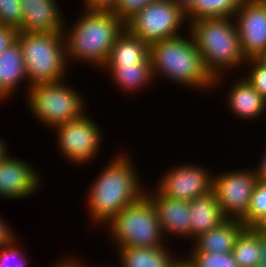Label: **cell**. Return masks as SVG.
I'll list each match as a JSON object with an SVG mask.
<instances>
[{
	"mask_svg": "<svg viewBox=\"0 0 266 267\" xmlns=\"http://www.w3.org/2000/svg\"><path fill=\"white\" fill-rule=\"evenodd\" d=\"M115 156L109 159L111 161L91 183L86 195L88 218L96 227H105L115 215L139 200L146 191L135 163L129 158L131 154L118 152Z\"/></svg>",
	"mask_w": 266,
	"mask_h": 267,
	"instance_id": "6da1fadb",
	"label": "cell"
},
{
	"mask_svg": "<svg viewBox=\"0 0 266 267\" xmlns=\"http://www.w3.org/2000/svg\"><path fill=\"white\" fill-rule=\"evenodd\" d=\"M82 10L71 27L67 25L69 23L63 27L68 64L69 61L85 62L102 69L115 40L126 28L125 23L112 11Z\"/></svg>",
	"mask_w": 266,
	"mask_h": 267,
	"instance_id": "7a4b0ae2",
	"label": "cell"
},
{
	"mask_svg": "<svg viewBox=\"0 0 266 267\" xmlns=\"http://www.w3.org/2000/svg\"><path fill=\"white\" fill-rule=\"evenodd\" d=\"M188 28L206 70L214 78L215 89L225 82L222 79H226L230 71L245 67L247 58L242 51L234 18H201L191 22Z\"/></svg>",
	"mask_w": 266,
	"mask_h": 267,
	"instance_id": "3957f363",
	"label": "cell"
},
{
	"mask_svg": "<svg viewBox=\"0 0 266 267\" xmlns=\"http://www.w3.org/2000/svg\"><path fill=\"white\" fill-rule=\"evenodd\" d=\"M188 33L149 45V58L154 78L201 92L214 88V78L206 70L201 53L189 28ZM187 35V36H186ZM160 74V75H159ZM169 79V80H168Z\"/></svg>",
	"mask_w": 266,
	"mask_h": 267,
	"instance_id": "277c9868",
	"label": "cell"
},
{
	"mask_svg": "<svg viewBox=\"0 0 266 267\" xmlns=\"http://www.w3.org/2000/svg\"><path fill=\"white\" fill-rule=\"evenodd\" d=\"M16 39L22 48L30 86L65 79L70 64H67L63 32H18Z\"/></svg>",
	"mask_w": 266,
	"mask_h": 267,
	"instance_id": "5b68a950",
	"label": "cell"
},
{
	"mask_svg": "<svg viewBox=\"0 0 266 267\" xmlns=\"http://www.w3.org/2000/svg\"><path fill=\"white\" fill-rule=\"evenodd\" d=\"M114 246L119 248H153L168 243L158 220L152 200L144 194L139 200L125 207L105 227ZM164 238V239H163ZM166 240V241H165Z\"/></svg>",
	"mask_w": 266,
	"mask_h": 267,
	"instance_id": "8992f818",
	"label": "cell"
},
{
	"mask_svg": "<svg viewBox=\"0 0 266 267\" xmlns=\"http://www.w3.org/2000/svg\"><path fill=\"white\" fill-rule=\"evenodd\" d=\"M65 80L54 83H40L32 85L28 89L25 101L30 112L39 123L48 128H54L76 120L86 113V103L79 90ZM82 97V98H81Z\"/></svg>",
	"mask_w": 266,
	"mask_h": 267,
	"instance_id": "52a82bcc",
	"label": "cell"
},
{
	"mask_svg": "<svg viewBox=\"0 0 266 267\" xmlns=\"http://www.w3.org/2000/svg\"><path fill=\"white\" fill-rule=\"evenodd\" d=\"M183 25L189 26L186 12L170 0L153 1L125 23L131 34L148 45L180 36Z\"/></svg>",
	"mask_w": 266,
	"mask_h": 267,
	"instance_id": "ba28073f",
	"label": "cell"
},
{
	"mask_svg": "<svg viewBox=\"0 0 266 267\" xmlns=\"http://www.w3.org/2000/svg\"><path fill=\"white\" fill-rule=\"evenodd\" d=\"M100 125L84 113L76 120L69 121L64 124H59L53 128L58 150L62 156L74 165H84L91 163L101 151L100 147L103 144V131ZM102 131V132H101Z\"/></svg>",
	"mask_w": 266,
	"mask_h": 267,
	"instance_id": "9c48e42d",
	"label": "cell"
},
{
	"mask_svg": "<svg viewBox=\"0 0 266 267\" xmlns=\"http://www.w3.org/2000/svg\"><path fill=\"white\" fill-rule=\"evenodd\" d=\"M236 170L213 174L212 191L224 216L241 220L247 212L258 178L254 168Z\"/></svg>",
	"mask_w": 266,
	"mask_h": 267,
	"instance_id": "30bf717a",
	"label": "cell"
},
{
	"mask_svg": "<svg viewBox=\"0 0 266 267\" xmlns=\"http://www.w3.org/2000/svg\"><path fill=\"white\" fill-rule=\"evenodd\" d=\"M157 181L154 187L161 195L191 201L212 190L213 172L195 163L174 165Z\"/></svg>",
	"mask_w": 266,
	"mask_h": 267,
	"instance_id": "8fae6325",
	"label": "cell"
},
{
	"mask_svg": "<svg viewBox=\"0 0 266 267\" xmlns=\"http://www.w3.org/2000/svg\"><path fill=\"white\" fill-rule=\"evenodd\" d=\"M11 156L8 153L0 160V198L17 200L34 196L40 190L42 177L32 164Z\"/></svg>",
	"mask_w": 266,
	"mask_h": 267,
	"instance_id": "7c38bea8",
	"label": "cell"
},
{
	"mask_svg": "<svg viewBox=\"0 0 266 267\" xmlns=\"http://www.w3.org/2000/svg\"><path fill=\"white\" fill-rule=\"evenodd\" d=\"M233 18L243 54L256 58L266 50V1L241 2Z\"/></svg>",
	"mask_w": 266,
	"mask_h": 267,
	"instance_id": "4fadbf2b",
	"label": "cell"
},
{
	"mask_svg": "<svg viewBox=\"0 0 266 267\" xmlns=\"http://www.w3.org/2000/svg\"><path fill=\"white\" fill-rule=\"evenodd\" d=\"M146 189L145 194L152 200L157 210L164 237L177 236L189 241L191 231L189 201L163 196L155 188L152 189L153 192L147 187Z\"/></svg>",
	"mask_w": 266,
	"mask_h": 267,
	"instance_id": "5bb4252c",
	"label": "cell"
},
{
	"mask_svg": "<svg viewBox=\"0 0 266 267\" xmlns=\"http://www.w3.org/2000/svg\"><path fill=\"white\" fill-rule=\"evenodd\" d=\"M58 3V0H20L22 22L18 32H63L66 22Z\"/></svg>",
	"mask_w": 266,
	"mask_h": 267,
	"instance_id": "9a60e30c",
	"label": "cell"
},
{
	"mask_svg": "<svg viewBox=\"0 0 266 267\" xmlns=\"http://www.w3.org/2000/svg\"><path fill=\"white\" fill-rule=\"evenodd\" d=\"M241 76V77H240ZM230 91L226 93V103L229 111L239 119L248 121L262 118L266 115V100L241 75L236 82L232 81Z\"/></svg>",
	"mask_w": 266,
	"mask_h": 267,
	"instance_id": "2e32d148",
	"label": "cell"
},
{
	"mask_svg": "<svg viewBox=\"0 0 266 267\" xmlns=\"http://www.w3.org/2000/svg\"><path fill=\"white\" fill-rule=\"evenodd\" d=\"M28 83L21 45L16 39L0 55V94L8 99L15 95L19 84ZM15 91V92H14ZM13 94V95H12Z\"/></svg>",
	"mask_w": 266,
	"mask_h": 267,
	"instance_id": "e0dca14e",
	"label": "cell"
},
{
	"mask_svg": "<svg viewBox=\"0 0 266 267\" xmlns=\"http://www.w3.org/2000/svg\"><path fill=\"white\" fill-rule=\"evenodd\" d=\"M104 66H151L149 45L125 28L115 40Z\"/></svg>",
	"mask_w": 266,
	"mask_h": 267,
	"instance_id": "ac0fdd59",
	"label": "cell"
},
{
	"mask_svg": "<svg viewBox=\"0 0 266 267\" xmlns=\"http://www.w3.org/2000/svg\"><path fill=\"white\" fill-rule=\"evenodd\" d=\"M189 211L191 213V243L227 219L212 190L189 201Z\"/></svg>",
	"mask_w": 266,
	"mask_h": 267,
	"instance_id": "d6986e66",
	"label": "cell"
},
{
	"mask_svg": "<svg viewBox=\"0 0 266 267\" xmlns=\"http://www.w3.org/2000/svg\"><path fill=\"white\" fill-rule=\"evenodd\" d=\"M245 228L241 220L227 218L220 225L196 238L189 251L230 253L237 237Z\"/></svg>",
	"mask_w": 266,
	"mask_h": 267,
	"instance_id": "ffe728a7",
	"label": "cell"
},
{
	"mask_svg": "<svg viewBox=\"0 0 266 267\" xmlns=\"http://www.w3.org/2000/svg\"><path fill=\"white\" fill-rule=\"evenodd\" d=\"M167 247L169 246L119 248L116 250L120 262L117 267H174L181 260L178 257L180 255L176 253L175 256V252Z\"/></svg>",
	"mask_w": 266,
	"mask_h": 267,
	"instance_id": "44dd1931",
	"label": "cell"
},
{
	"mask_svg": "<svg viewBox=\"0 0 266 267\" xmlns=\"http://www.w3.org/2000/svg\"><path fill=\"white\" fill-rule=\"evenodd\" d=\"M102 70L109 73L107 76H111L110 79L122 93L141 91L154 81L151 66H104Z\"/></svg>",
	"mask_w": 266,
	"mask_h": 267,
	"instance_id": "7402d4cb",
	"label": "cell"
},
{
	"mask_svg": "<svg viewBox=\"0 0 266 267\" xmlns=\"http://www.w3.org/2000/svg\"><path fill=\"white\" fill-rule=\"evenodd\" d=\"M240 5L241 0H195L186 11V18L188 24L201 18H233Z\"/></svg>",
	"mask_w": 266,
	"mask_h": 267,
	"instance_id": "603a6c76",
	"label": "cell"
},
{
	"mask_svg": "<svg viewBox=\"0 0 266 267\" xmlns=\"http://www.w3.org/2000/svg\"><path fill=\"white\" fill-rule=\"evenodd\" d=\"M232 253L239 267H257L260 260L258 237L245 228L237 237Z\"/></svg>",
	"mask_w": 266,
	"mask_h": 267,
	"instance_id": "cb8c5ba5",
	"label": "cell"
},
{
	"mask_svg": "<svg viewBox=\"0 0 266 267\" xmlns=\"http://www.w3.org/2000/svg\"><path fill=\"white\" fill-rule=\"evenodd\" d=\"M266 218V182L257 180L245 216L241 219L246 228L259 226Z\"/></svg>",
	"mask_w": 266,
	"mask_h": 267,
	"instance_id": "d4e9b609",
	"label": "cell"
},
{
	"mask_svg": "<svg viewBox=\"0 0 266 267\" xmlns=\"http://www.w3.org/2000/svg\"><path fill=\"white\" fill-rule=\"evenodd\" d=\"M190 256L183 259L191 267H239L234 255L230 253H214L203 251H189Z\"/></svg>",
	"mask_w": 266,
	"mask_h": 267,
	"instance_id": "484cf974",
	"label": "cell"
},
{
	"mask_svg": "<svg viewBox=\"0 0 266 267\" xmlns=\"http://www.w3.org/2000/svg\"><path fill=\"white\" fill-rule=\"evenodd\" d=\"M245 65L251 69L247 73L244 71L245 76H242L266 100V67L256 58H248Z\"/></svg>",
	"mask_w": 266,
	"mask_h": 267,
	"instance_id": "4316f807",
	"label": "cell"
},
{
	"mask_svg": "<svg viewBox=\"0 0 266 267\" xmlns=\"http://www.w3.org/2000/svg\"><path fill=\"white\" fill-rule=\"evenodd\" d=\"M22 11L20 0H0V25L17 31L21 28Z\"/></svg>",
	"mask_w": 266,
	"mask_h": 267,
	"instance_id": "83f0119b",
	"label": "cell"
},
{
	"mask_svg": "<svg viewBox=\"0 0 266 267\" xmlns=\"http://www.w3.org/2000/svg\"><path fill=\"white\" fill-rule=\"evenodd\" d=\"M17 240L16 238L12 243L0 249V264L3 267H27L29 259L21 250L22 245H18Z\"/></svg>",
	"mask_w": 266,
	"mask_h": 267,
	"instance_id": "f1b7e54d",
	"label": "cell"
},
{
	"mask_svg": "<svg viewBox=\"0 0 266 267\" xmlns=\"http://www.w3.org/2000/svg\"><path fill=\"white\" fill-rule=\"evenodd\" d=\"M157 0H118L116 7L112 10L124 23H126L137 12L142 10L146 5Z\"/></svg>",
	"mask_w": 266,
	"mask_h": 267,
	"instance_id": "f546056e",
	"label": "cell"
},
{
	"mask_svg": "<svg viewBox=\"0 0 266 267\" xmlns=\"http://www.w3.org/2000/svg\"><path fill=\"white\" fill-rule=\"evenodd\" d=\"M83 8L87 10L112 11L118 0H83Z\"/></svg>",
	"mask_w": 266,
	"mask_h": 267,
	"instance_id": "4dcf8cb0",
	"label": "cell"
},
{
	"mask_svg": "<svg viewBox=\"0 0 266 267\" xmlns=\"http://www.w3.org/2000/svg\"><path fill=\"white\" fill-rule=\"evenodd\" d=\"M249 229L258 237L260 260L257 267H266V232L258 226L249 227Z\"/></svg>",
	"mask_w": 266,
	"mask_h": 267,
	"instance_id": "1f68e13d",
	"label": "cell"
},
{
	"mask_svg": "<svg viewBox=\"0 0 266 267\" xmlns=\"http://www.w3.org/2000/svg\"><path fill=\"white\" fill-rule=\"evenodd\" d=\"M17 33L12 27L0 25V55L16 40Z\"/></svg>",
	"mask_w": 266,
	"mask_h": 267,
	"instance_id": "d6a6232c",
	"label": "cell"
},
{
	"mask_svg": "<svg viewBox=\"0 0 266 267\" xmlns=\"http://www.w3.org/2000/svg\"><path fill=\"white\" fill-rule=\"evenodd\" d=\"M0 216V249L12 243L18 236L14 233L11 226Z\"/></svg>",
	"mask_w": 266,
	"mask_h": 267,
	"instance_id": "836d02e7",
	"label": "cell"
},
{
	"mask_svg": "<svg viewBox=\"0 0 266 267\" xmlns=\"http://www.w3.org/2000/svg\"><path fill=\"white\" fill-rule=\"evenodd\" d=\"M78 258L79 257L72 258L71 256L68 258L65 257L63 260L61 259L60 261L56 262V264L54 263L50 267H90V265H86V263L84 264V262L82 260L80 261V259Z\"/></svg>",
	"mask_w": 266,
	"mask_h": 267,
	"instance_id": "e575fe53",
	"label": "cell"
},
{
	"mask_svg": "<svg viewBox=\"0 0 266 267\" xmlns=\"http://www.w3.org/2000/svg\"><path fill=\"white\" fill-rule=\"evenodd\" d=\"M266 147V146H265ZM265 150L263 151V157L261 156V160L259 161V165L255 166V172H256V176L258 178V180L264 181L266 182V148H264ZM259 166V167H258Z\"/></svg>",
	"mask_w": 266,
	"mask_h": 267,
	"instance_id": "d590c367",
	"label": "cell"
},
{
	"mask_svg": "<svg viewBox=\"0 0 266 267\" xmlns=\"http://www.w3.org/2000/svg\"><path fill=\"white\" fill-rule=\"evenodd\" d=\"M175 5L182 8L185 12L193 5L195 0H170Z\"/></svg>",
	"mask_w": 266,
	"mask_h": 267,
	"instance_id": "8d00e7d4",
	"label": "cell"
},
{
	"mask_svg": "<svg viewBox=\"0 0 266 267\" xmlns=\"http://www.w3.org/2000/svg\"><path fill=\"white\" fill-rule=\"evenodd\" d=\"M8 153H9V150L7 148V144L2 139V137H0V160H2Z\"/></svg>",
	"mask_w": 266,
	"mask_h": 267,
	"instance_id": "74e56055",
	"label": "cell"
},
{
	"mask_svg": "<svg viewBox=\"0 0 266 267\" xmlns=\"http://www.w3.org/2000/svg\"><path fill=\"white\" fill-rule=\"evenodd\" d=\"M256 59L266 67V50L262 51Z\"/></svg>",
	"mask_w": 266,
	"mask_h": 267,
	"instance_id": "f35d334b",
	"label": "cell"
},
{
	"mask_svg": "<svg viewBox=\"0 0 266 267\" xmlns=\"http://www.w3.org/2000/svg\"><path fill=\"white\" fill-rule=\"evenodd\" d=\"M174 267H191L188 263L181 258V260Z\"/></svg>",
	"mask_w": 266,
	"mask_h": 267,
	"instance_id": "ab89813d",
	"label": "cell"
},
{
	"mask_svg": "<svg viewBox=\"0 0 266 267\" xmlns=\"http://www.w3.org/2000/svg\"><path fill=\"white\" fill-rule=\"evenodd\" d=\"M258 227L266 232V218Z\"/></svg>",
	"mask_w": 266,
	"mask_h": 267,
	"instance_id": "60d3db41",
	"label": "cell"
},
{
	"mask_svg": "<svg viewBox=\"0 0 266 267\" xmlns=\"http://www.w3.org/2000/svg\"><path fill=\"white\" fill-rule=\"evenodd\" d=\"M256 1H266V0H241V2H256Z\"/></svg>",
	"mask_w": 266,
	"mask_h": 267,
	"instance_id": "b9f144b4",
	"label": "cell"
},
{
	"mask_svg": "<svg viewBox=\"0 0 266 267\" xmlns=\"http://www.w3.org/2000/svg\"><path fill=\"white\" fill-rule=\"evenodd\" d=\"M4 100H6L1 94H0V101L2 102H4Z\"/></svg>",
	"mask_w": 266,
	"mask_h": 267,
	"instance_id": "7bdbcfd3",
	"label": "cell"
}]
</instances>
